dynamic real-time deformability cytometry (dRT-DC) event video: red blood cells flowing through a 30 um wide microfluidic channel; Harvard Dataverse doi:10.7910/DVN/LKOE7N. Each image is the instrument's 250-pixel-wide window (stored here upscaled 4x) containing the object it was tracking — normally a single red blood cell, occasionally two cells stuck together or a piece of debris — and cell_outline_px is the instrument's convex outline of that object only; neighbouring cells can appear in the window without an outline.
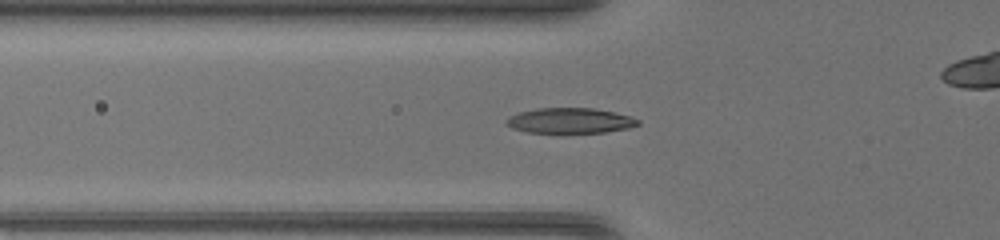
{"species": "common noctule bat (a hibernating species)", "species_latin": "Nyctalus noctula", "temperature_condition": "warm", "stored_images_in_passage": 44, "camera_frame_rate_fps": 3000, "um_per_image_px": 0.085, "animal": {"sex": "female", "body_mass_g": 17.0, "forearm_length_mm": 48.0}, "frame": {"image": 1, "passage_image": 19, "time_ms": 6.0, "image_size_px": [1000, 240], "cell_outline_px": [[640, 124], [628, 128], [604, 132], [560, 136], [528, 132], [512, 128], [504, 124], [504, 120], [508, 116], [520, 112], [536, 108], [592, 108], [632, 116], [640, 120]], "centroid_in_image_um": [48.4, 10.3], "position_along_channel_um": 77.4, "area_um2": 20.46}}
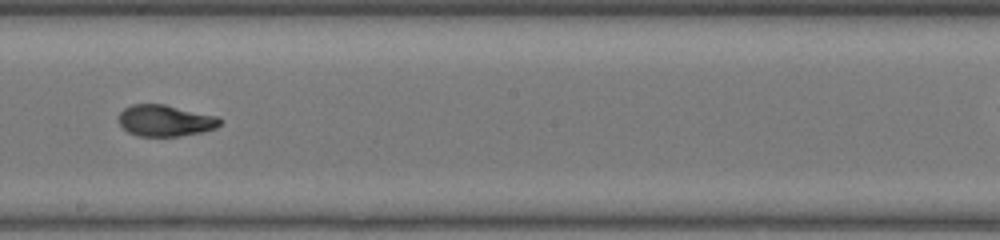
{"frame": {"image": 2, "passage_image": 30, "time_ms": 9.667, "image_size_px": [1000, 240], "cell_outline_px": [[224, 120], [216, 128], [204, 132], [180, 136], [140, 136], [128, 132], [120, 124], [116, 116], [124, 108], [132, 104], [164, 104], [216, 116]], "centroid_in_image_um": [14.04, 10.25], "position_along_channel_um": 234.2, "area_um2": 18.67}}
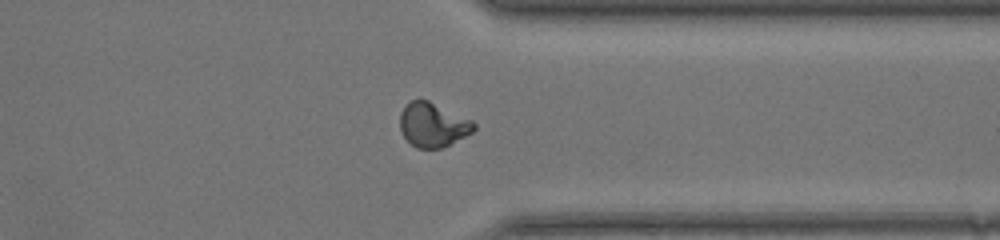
{"frame": {"image": 3, "passage_image": 40, "time_ms": 13.0, "image_size_px": [1000, 240], "cell_outline_px": [[476, 128], [472, 132], [440, 148], [416, 148], [404, 136], [400, 128], [400, 112], [412, 100], [428, 100], [472, 120], [476, 124]], "centroid_in_image_um": [36.79, 10.6], "position_along_channel_um": 374.6, "area_um2": 18.67}}